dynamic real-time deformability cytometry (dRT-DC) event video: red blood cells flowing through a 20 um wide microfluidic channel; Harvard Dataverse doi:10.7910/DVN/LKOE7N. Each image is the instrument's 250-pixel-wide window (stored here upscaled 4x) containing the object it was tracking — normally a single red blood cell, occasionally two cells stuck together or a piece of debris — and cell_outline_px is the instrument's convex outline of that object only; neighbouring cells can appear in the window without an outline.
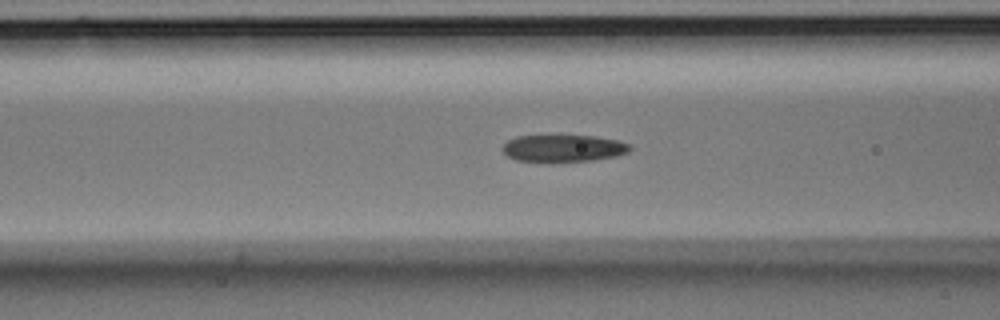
{"species": "Egyptian fruit bat (a non-hibernating species)", "species_latin": "Rousettus aegyptiacus", "temperature_condition": "room temperature", "stored_images_in_passage": 23, "camera_frame_rate_fps": 3000, "um_per_image_px": 0.085, "animal": {"sex": "male"}, "frame": {"image": 1, "passage_image": 4, "time_ms": 1.0, "image_size_px": [1000, 320], "cell_outline_px": [[624, 148], [616, 152], [596, 156], [556, 160], [548, 160], [520, 156], [508, 152], [508, 148], [512, 144], [520, 140], [548, 136], [556, 136], [600, 140], [620, 144]], "centroid_in_image_um": [47.79, 12.57], "position_along_channel_um": 118.8, "area_um2": 14.33}}
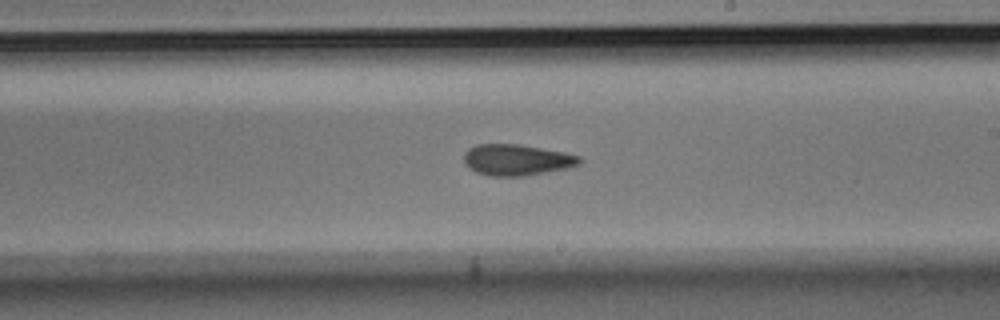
{"frame": {"image": 2, "passage_image": 14, "time_ms": 4.333, "image_size_px": [1000, 320], "cell_outline_px": [[576, 160], [564, 164], [544, 168], [520, 172], [496, 172], [480, 168], [472, 160], [472, 152], [484, 148], [524, 148], [568, 156]], "centroid_in_image_um": [43.92, 13.56], "position_along_channel_um": 245.1, "area_um2": 13.24}}
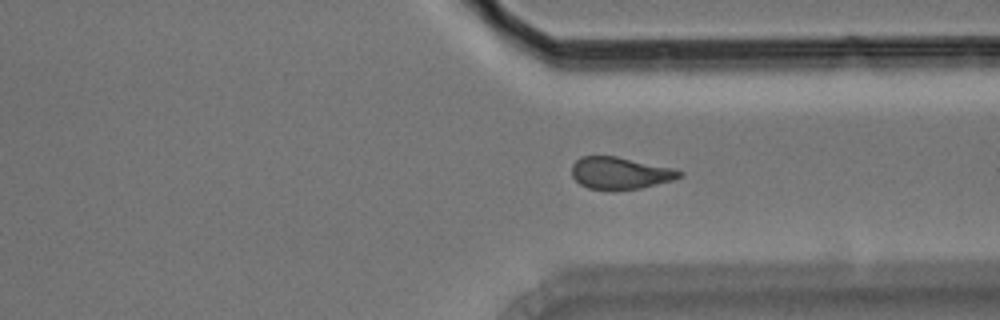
{"frame": {"image": 3, "passage_image": 23, "time_ms": 7.333, "image_size_px": [1000, 320], "cell_outline_px": [[676, 176], [628, 188], [596, 188], [584, 184], [576, 176], [576, 172], [592, 156], [608, 156], [676, 172]], "centroid_in_image_um": [52.62, 14.72], "position_along_channel_um": 358.8, "area_um2": 15.55}}